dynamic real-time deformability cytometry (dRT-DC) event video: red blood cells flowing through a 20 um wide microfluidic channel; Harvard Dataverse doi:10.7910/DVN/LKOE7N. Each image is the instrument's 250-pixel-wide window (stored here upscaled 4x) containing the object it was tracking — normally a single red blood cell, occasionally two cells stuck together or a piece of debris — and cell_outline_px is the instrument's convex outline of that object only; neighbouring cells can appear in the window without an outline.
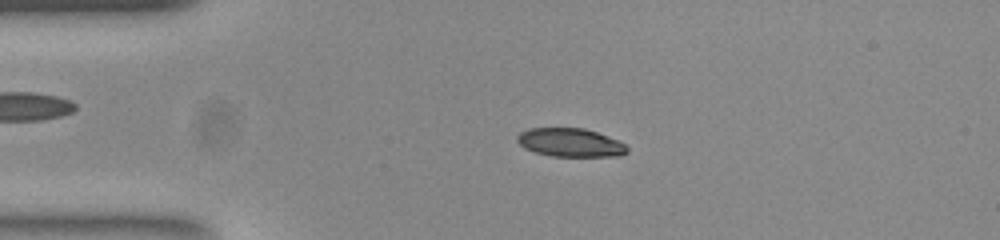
{"species": "common noctule bat (a hibernating species)", "species_latin": "Nyctalus noctula", "temperature_condition": "room temperature", "stored_images_in_passage": 52, "camera_frame_rate_fps": 3000, "um_per_image_px": 0.085, "animal": {"sex": "female", "body_mass_g": 23.0, "forearm_length_mm": 53.4}, "frame": {"image": 1, "passage_image": 11, "time_ms": 3.333, "image_size_px": [1000, 240], "cell_outline_px": [[628, 152], [620, 156], [552, 156], [536, 152], [524, 148], [516, 140], [516, 136], [520, 132], [528, 128], [584, 128], [596, 132], [616, 140], [624, 144], [628, 148]], "centroid_in_image_um": [48.45, 12.11], "position_along_channel_um": 36.6, "area_um2": 18.15}}
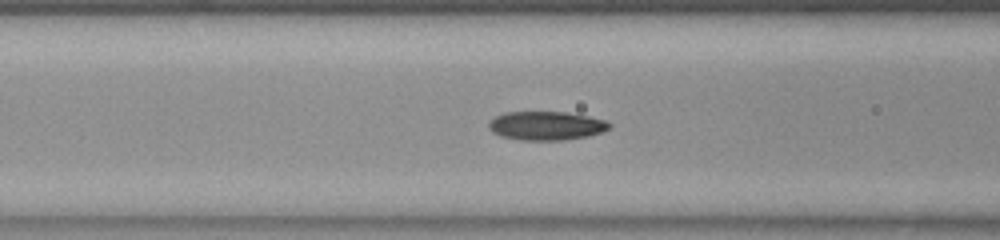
{"frame": {"image": 2, "passage_image": 20, "time_ms": 6.333, "image_size_px": [1000, 240], "cell_outline_px": [[612, 124], [608, 128], [600, 132], [584, 136], [560, 140], [520, 140], [500, 136], [492, 132], [488, 128], [488, 124], [496, 116], [504, 112], [564, 112], [588, 116], [604, 120]], "centroid_in_image_um": [46.37, 10.68], "position_along_channel_um": 120.2, "area_um2": 19.94}}
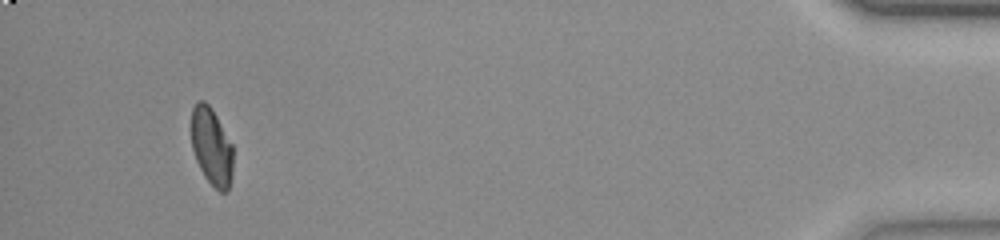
{"frame": {"image": 3, "passage_image": 49, "time_ms": 16.0, "image_size_px": [1000, 240], "cell_outline_px": [[232, 176], [228, 192], [220, 192], [204, 176], [196, 160], [192, 148], [192, 108], [200, 100], [204, 100], [212, 108], [232, 144]], "centroid_in_image_um": [17.99, 12.47], "position_along_channel_um": 417.2, "area_um2": 18.73}, "authors_computed_cell_mechanics": {"area_um2": 19.8543, "velocity_mm_per_s": 3.8637, "shape_relaxation_time_tau1_ms": 3.2825, "shape_relaxation_time_tau2_ms": 1.2874, "deformation_change_tau1": 0.1696, "deformation_change_tau2": 0.0608}}